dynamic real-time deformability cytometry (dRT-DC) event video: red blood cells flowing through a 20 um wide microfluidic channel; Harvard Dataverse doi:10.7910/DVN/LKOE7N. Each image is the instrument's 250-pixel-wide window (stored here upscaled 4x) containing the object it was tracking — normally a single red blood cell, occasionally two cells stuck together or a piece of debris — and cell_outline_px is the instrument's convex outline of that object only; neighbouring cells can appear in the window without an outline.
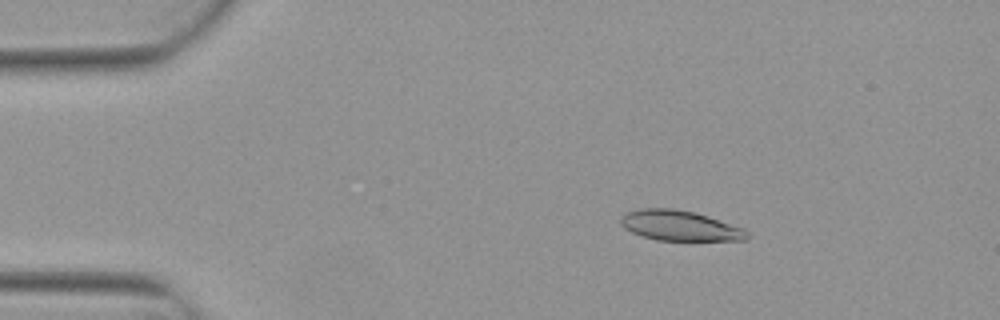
{"species": "Egyptian fruit bat (a non-hibernating species)", "species_latin": "Rousettus aegyptiacus", "temperature_condition": "warm", "stored_images_in_passage": 3, "camera_frame_rate_fps": 3000, "um_per_image_px": 0.085, "animal": {"sex": "female"}, "frame": {"image": 1, "passage_image": 2, "time_ms": 0.333, "image_size_px": [1000, 320], "cell_outline_px": [[748, 240], [656, 240], [640, 236], [624, 228], [620, 224], [620, 216], [628, 212], [640, 208], [672, 208], [692, 212], [708, 216], [744, 228], [748, 232]], "centroid_in_image_um": [57.76, 19.18], "position_along_channel_um": 27.2, "area_um2": 22.25}}